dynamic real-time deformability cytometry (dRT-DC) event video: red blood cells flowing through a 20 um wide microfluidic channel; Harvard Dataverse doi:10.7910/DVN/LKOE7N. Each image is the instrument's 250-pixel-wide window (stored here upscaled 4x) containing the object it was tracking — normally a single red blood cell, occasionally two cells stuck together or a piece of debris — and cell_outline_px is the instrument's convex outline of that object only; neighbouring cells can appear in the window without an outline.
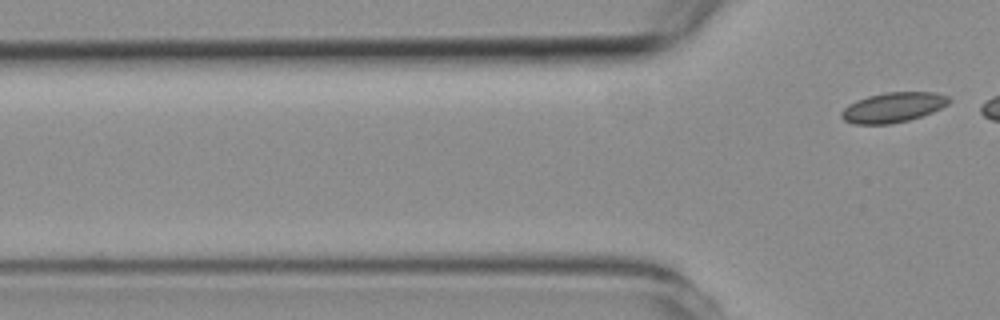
{"species": "common noctule bat (a hibernating species)", "species_latin": "Nyctalus noctula", "temperature_condition": "room temperature", "stored_images_in_passage": 2, "camera_frame_rate_fps": 3000, "um_per_image_px": 0.085, "animal": {"sex": "female", "body_mass_g": 19.3, "forearm_length_mm": 54.1}, "frame": {"image": 1, "passage_image": 2, "time_ms": 1.0, "image_size_px": [1000, 320], "cell_outline_px": [[952, 100], [948, 104], [932, 112], [908, 120], [892, 124], [852, 124], [844, 120], [840, 116], [840, 112], [848, 104], [856, 100], [868, 96], [888, 92], [936, 92], [948, 96]], "centroid_in_image_um": [75.89, 9.13], "position_along_channel_um": 49.9, "area_um2": 18.84}}